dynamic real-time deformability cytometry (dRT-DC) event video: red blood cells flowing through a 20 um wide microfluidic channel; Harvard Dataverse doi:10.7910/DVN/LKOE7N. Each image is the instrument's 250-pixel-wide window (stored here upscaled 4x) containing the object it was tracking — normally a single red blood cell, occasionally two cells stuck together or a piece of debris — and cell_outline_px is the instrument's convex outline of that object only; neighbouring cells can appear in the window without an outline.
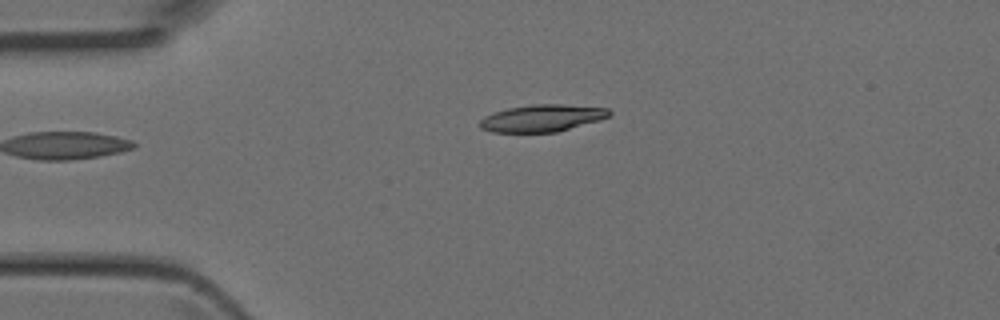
{"species": "Egyptian fruit bat (a non-hibernating species)", "species_latin": "Rousettus aegyptiacus", "temperature_condition": "room temperature", "stored_images_in_passage": 2, "camera_frame_rate_fps": 3000, "um_per_image_px": 0.085, "animal": {"sex": "female"}, "frame": {"image": 1, "passage_image": 2, "time_ms": 0.333, "image_size_px": [1000, 320], "cell_outline_px": [[612, 112], [608, 116], [600, 120], [556, 132], [492, 132], [480, 128], [476, 124], [484, 116], [508, 108], [532, 104], [564, 104], [608, 108]], "centroid_in_image_um": [46.06, 10.04], "position_along_channel_um": 38.9, "area_um2": 20.46}}